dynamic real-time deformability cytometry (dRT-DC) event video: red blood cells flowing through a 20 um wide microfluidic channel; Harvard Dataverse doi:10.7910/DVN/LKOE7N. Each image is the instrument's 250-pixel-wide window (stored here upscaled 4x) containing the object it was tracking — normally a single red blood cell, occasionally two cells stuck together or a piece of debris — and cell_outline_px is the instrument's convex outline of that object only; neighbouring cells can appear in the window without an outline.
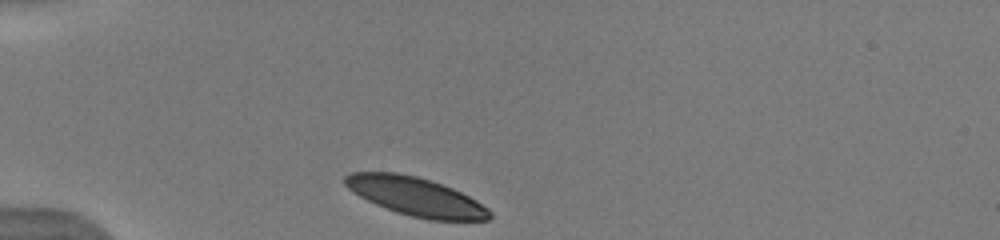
{"species": "human", "species_latin": "Homo sapiens", "temperature_condition": "warm", "stored_images_in_passage": 8, "camera_frame_rate_fps": 3000, "um_per_image_px": 0.085, "donor": {"sex": "male"}, "frame": {"image": 1, "passage_image": 1, "time_ms": 0.0, "image_size_px": [1000, 240], "cell_outline_px": [[492, 216], [488, 220], [428, 220], [396, 212], [376, 204], [352, 192], [344, 184], [344, 176], [352, 172], [396, 172], [416, 176], [452, 188], [476, 200], [488, 208], [492, 212]], "centroid_in_image_um": [35.34, 16.71], "position_along_channel_um": 49.7, "area_um2": 32.25}}